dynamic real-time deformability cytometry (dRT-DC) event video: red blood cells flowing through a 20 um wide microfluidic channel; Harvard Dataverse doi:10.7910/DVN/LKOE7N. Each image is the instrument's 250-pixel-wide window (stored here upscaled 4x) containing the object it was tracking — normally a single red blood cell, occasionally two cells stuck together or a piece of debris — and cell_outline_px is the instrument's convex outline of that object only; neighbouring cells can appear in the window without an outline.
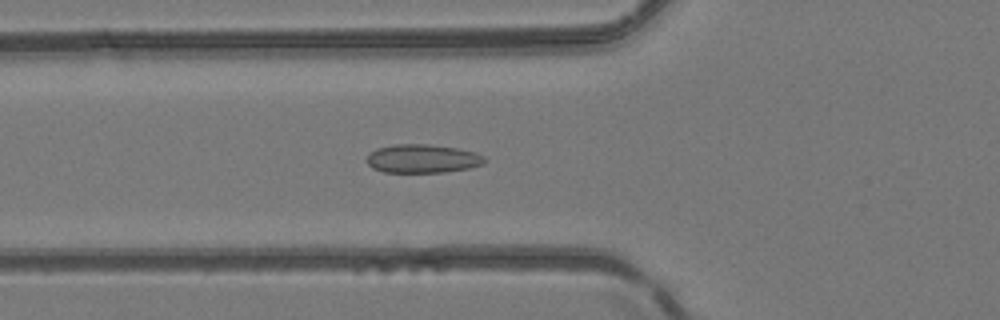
{"species": "common noctule bat (a hibernating species)", "species_latin": "Nyctalus noctula", "temperature_condition": "room temperature", "stored_images_in_passage": 42, "camera_frame_rate_fps": 3000, "um_per_image_px": 0.085, "animal": {"sex": "female", "body_mass_g": 24.6, "forearm_length_mm": 56.2}, "frame": {"image": 1, "passage_image": 10, "time_ms": 3.0, "image_size_px": [1000, 320], "cell_outline_px": [[484, 164], [468, 168], [444, 172], [384, 172], [372, 168], [364, 160], [376, 148], [396, 144], [428, 144], [456, 148], [472, 152], [484, 156]], "centroid_in_image_um": [35.87, 13.49], "position_along_channel_um": 89.9, "area_um2": 19.48}}
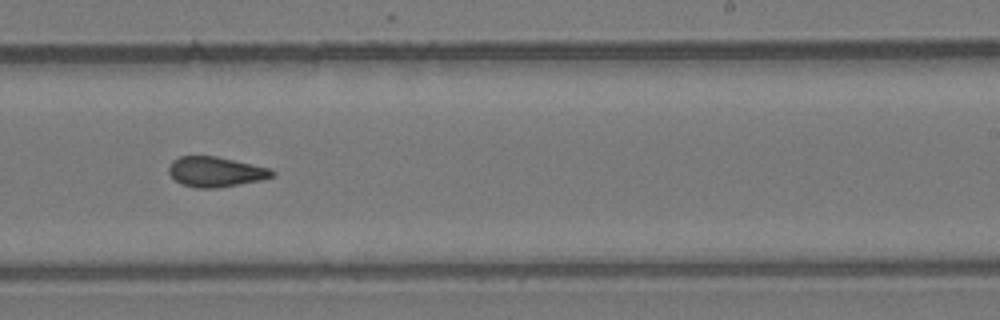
{"frame": {"image": 2, "passage_image": 23, "time_ms": 7.333, "image_size_px": [1000, 320], "cell_outline_px": [[276, 176], [260, 180], [216, 188], [200, 188], [180, 184], [168, 172], [168, 168], [172, 160], [180, 156], [216, 156], [252, 164], [268, 168], [276, 172]], "centroid_in_image_um": [18.32, 14.6], "position_along_channel_um": 270.7, "area_um2": 18.03}}
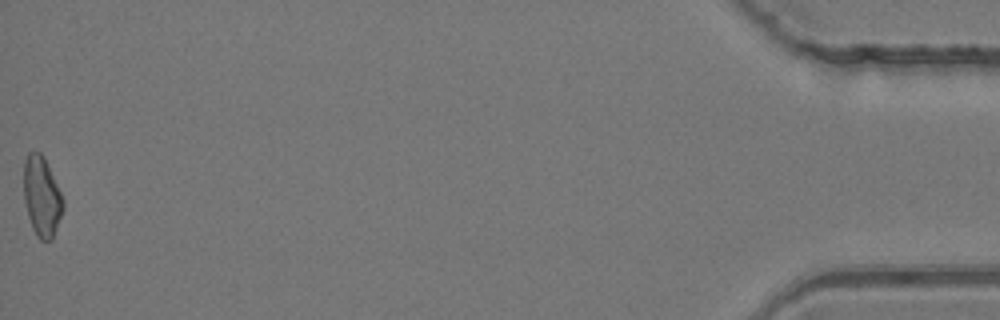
{"frame": {"image": 3, "passage_image": 42, "time_ms": 13.667, "image_size_px": [1000, 320], "cell_outline_px": [[64, 208], [52, 240], [40, 240], [36, 236], [32, 228], [28, 216], [24, 200], [24, 160], [28, 152], [40, 152], [44, 156], [48, 164], [64, 200]], "centroid_in_image_um": [3.55, 16.7], "position_along_channel_um": 431.6, "area_um2": 18.44}, "authors_computed_cell_mechanics": {"area_um2": 18.4382, "velocity_mm_per_s": 4.1697, "shape_relaxation_time_tau1_ms": null, "shape_relaxation_time_tau2_ms": 2.2896, "deformation_change_tau1": null, "deformation_change_tau2": 0.0863}}